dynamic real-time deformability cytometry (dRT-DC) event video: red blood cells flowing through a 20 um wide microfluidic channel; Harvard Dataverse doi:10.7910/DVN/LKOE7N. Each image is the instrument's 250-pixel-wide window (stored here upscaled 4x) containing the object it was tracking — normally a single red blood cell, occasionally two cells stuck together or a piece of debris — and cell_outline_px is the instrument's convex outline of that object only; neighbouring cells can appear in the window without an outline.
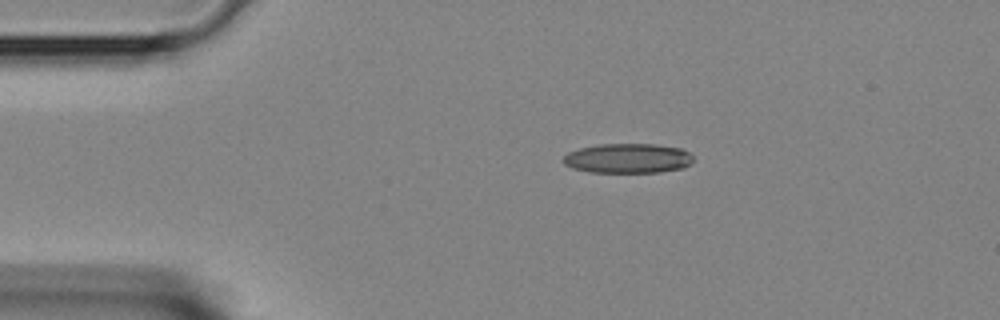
{"species": "Egyptian fruit bat (a non-hibernating species)", "species_latin": "Rousettus aegyptiacus", "temperature_condition": "room temperature", "stored_images_in_passage": 2, "camera_frame_rate_fps": 3000, "um_per_image_px": 0.085, "animal": {"sex": "female"}, "frame": {"image": 1, "passage_image": 1, "time_ms": 0.0, "image_size_px": [1000, 320], "cell_outline_px": [[692, 160], [684, 168], [660, 172], [588, 172], [572, 168], [564, 164], [564, 156], [568, 152], [580, 148], [600, 144], [652, 144], [680, 148], [688, 152], [692, 156]], "centroid_in_image_um": [53.35, 13.46], "position_along_channel_um": 31.7, "area_um2": 22.37}}